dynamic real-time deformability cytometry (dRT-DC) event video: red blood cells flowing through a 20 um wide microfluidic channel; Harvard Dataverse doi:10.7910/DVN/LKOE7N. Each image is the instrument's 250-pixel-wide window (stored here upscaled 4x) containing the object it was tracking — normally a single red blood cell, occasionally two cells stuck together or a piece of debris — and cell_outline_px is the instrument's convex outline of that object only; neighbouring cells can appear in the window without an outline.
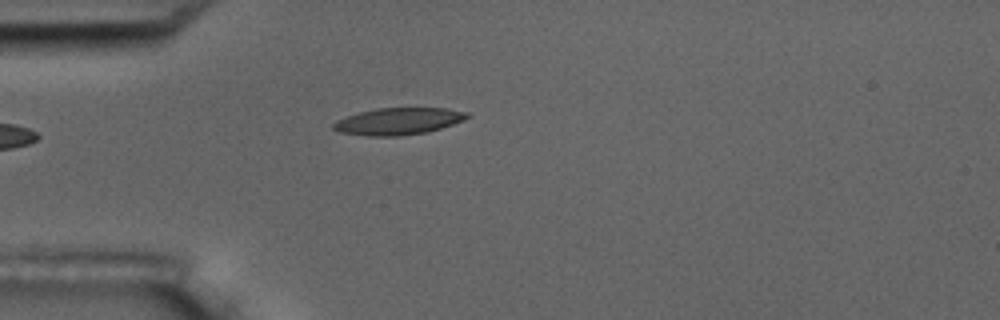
{"species": "common noctule bat (a hibernating species)", "species_latin": "Nyctalus noctula", "temperature_condition": "room temperature", "stored_images_in_passage": 6, "camera_frame_rate_fps": 3000, "um_per_image_px": 0.085, "animal": {"sex": "male", "body_mass_g": 17.5, "forearm_length_mm": 52.3}, "frame": {"image": 1, "passage_image": 5, "time_ms": 4.667, "image_size_px": [1000, 320], "cell_outline_px": [[472, 116], [464, 120], [440, 128], [424, 132], [400, 136], [368, 136], [340, 132], [332, 128], [332, 124], [336, 120], [360, 112], [376, 108], [448, 108], [468, 112]], "centroid_in_image_um": [33.87, 10.3], "position_along_channel_um": 51.1, "area_um2": 20.92}}